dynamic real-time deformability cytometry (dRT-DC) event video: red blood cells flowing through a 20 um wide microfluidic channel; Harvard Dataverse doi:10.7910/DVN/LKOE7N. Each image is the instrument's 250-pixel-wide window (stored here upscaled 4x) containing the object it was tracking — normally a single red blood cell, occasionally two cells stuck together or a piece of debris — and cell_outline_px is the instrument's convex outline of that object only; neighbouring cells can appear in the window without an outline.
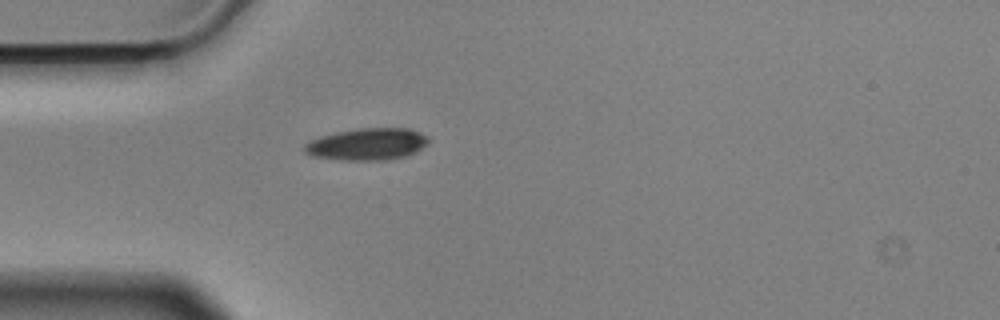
{"species": "Egyptian fruit bat (a non-hibernating species)", "species_latin": "Rousettus aegyptiacus", "temperature_condition": "cold", "stored_images_in_passage": 34, "camera_frame_rate_fps": 3000, "um_per_image_px": 0.085, "animal": {"sex": "male"}, "frame": {"image": 1, "passage_image": 1, "time_ms": 0.0, "image_size_px": [1000, 320], "cell_outline_px": [[428, 144], [416, 152], [404, 156], [384, 160], [344, 160], [312, 156], [304, 152], [304, 144], [312, 140], [336, 132], [360, 128], [408, 128], [420, 132], [428, 136]], "centroid_in_image_um": [31.24, 12.25], "position_along_channel_um": 53.8, "area_um2": 22.95}}
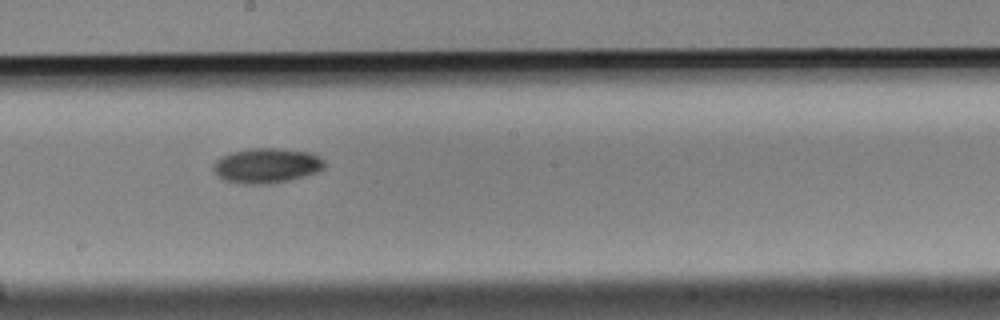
{"frame": {"image": 2, "passage_image": 16, "time_ms": 5.0, "image_size_px": [1000, 320], "cell_outline_px": [[324, 168], [320, 172], [288, 180], [264, 184], [244, 184], [224, 180], [216, 176], [212, 168], [212, 164], [220, 156], [232, 152], [252, 148], [276, 148], [312, 152], [320, 156], [324, 160]], "centroid_in_image_um": [22.66, 14.07], "position_along_channel_um": 225.5, "area_um2": 22.89}}
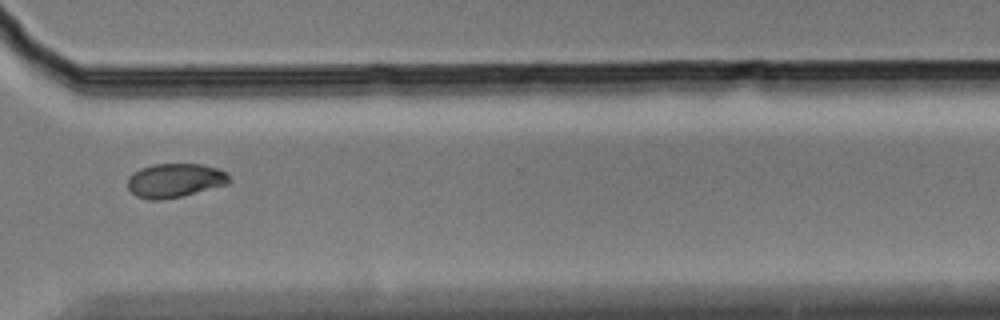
{"frame": {"image": 3, "passage_image": 27, "time_ms": 8.667, "image_size_px": [1000, 320], "cell_outline_px": [[232, 180], [228, 184], [180, 196], [160, 200], [152, 200], [136, 196], [128, 188], [128, 176], [132, 172], [140, 168], [152, 164], [200, 164], [216, 168], [228, 172]], "centroid_in_image_um": [14.87, 15.32], "position_along_channel_um": 355.7, "area_um2": 20.17}, "authors_computed_cell_mechanics": {"area_um2": 21.7328, "velocity_mm_per_s": 3.5541, "shape_relaxation_time_tau1_ms": 3.9913, "shape_relaxation_time_tau2_ms": null, "deformation_change_tau1": 0.1133, "deformation_change_tau2": null}}